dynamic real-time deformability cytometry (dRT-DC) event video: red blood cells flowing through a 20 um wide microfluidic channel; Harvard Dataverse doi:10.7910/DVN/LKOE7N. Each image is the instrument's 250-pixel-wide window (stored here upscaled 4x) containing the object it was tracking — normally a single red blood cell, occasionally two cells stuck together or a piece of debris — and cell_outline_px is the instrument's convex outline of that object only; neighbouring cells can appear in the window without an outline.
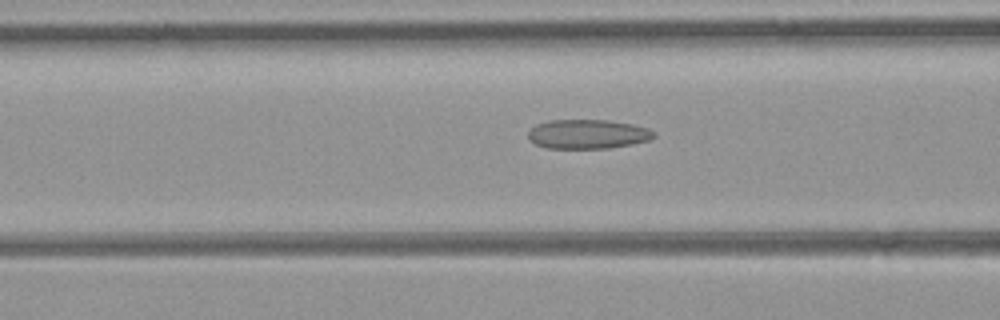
{"species": "common noctule bat (a hibernating species)", "species_latin": "Nyctalus noctula", "temperature_condition": "room temperature", "stored_images_in_passage": 25, "camera_frame_rate_fps": 3000, "um_per_image_px": 0.085, "animal": {"sex": "female", "body_mass_g": 21.9}, "frame": {"image": 1, "passage_image": 6, "time_ms": 1.667, "image_size_px": [1000, 320], "cell_outline_px": [[656, 136], [648, 140], [632, 144], [608, 148], [548, 148], [536, 144], [528, 136], [528, 132], [536, 124], [548, 120], [608, 120], [632, 124], [648, 128], [656, 132]], "centroid_in_image_um": [49.98, 11.39], "position_along_channel_um": 116.6, "area_um2": 21.39}}
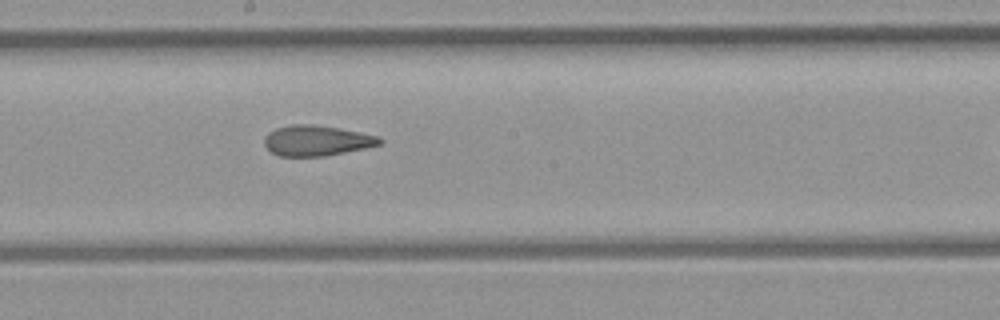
{"frame": {"image": 2, "passage_image": 13, "time_ms": 4.0, "image_size_px": [1000, 320], "cell_outline_px": [[384, 140], [380, 144], [364, 148], [324, 156], [280, 156], [272, 152], [264, 144], [264, 140], [268, 132], [276, 128], [292, 124], [312, 124], [340, 128], [376, 136]], "centroid_in_image_um": [26.89, 11.94], "position_along_channel_um": 221.3, "area_um2": 20.23}}
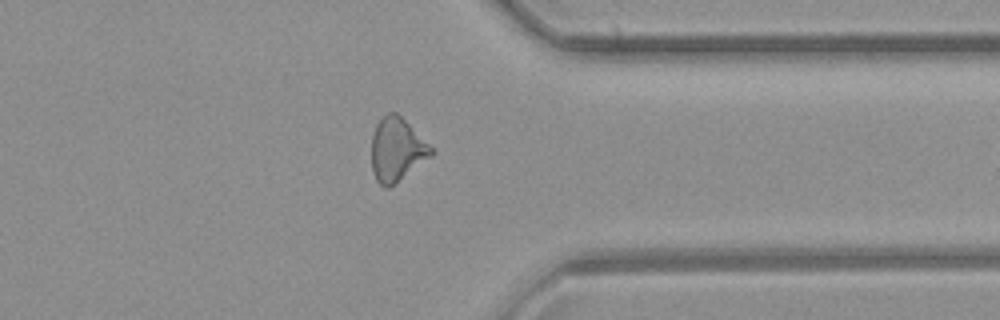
{"frame": {"image": 3, "passage_image": 24, "time_ms": 7.667, "image_size_px": [1000, 320], "cell_outline_px": [[436, 152], [432, 156], [388, 188], [384, 188], [376, 180], [372, 172], [372, 136], [376, 124], [388, 112], [396, 112]], "centroid_in_image_um": [33.71, 12.74], "position_along_channel_um": 377.7, "area_um2": 21.68}}